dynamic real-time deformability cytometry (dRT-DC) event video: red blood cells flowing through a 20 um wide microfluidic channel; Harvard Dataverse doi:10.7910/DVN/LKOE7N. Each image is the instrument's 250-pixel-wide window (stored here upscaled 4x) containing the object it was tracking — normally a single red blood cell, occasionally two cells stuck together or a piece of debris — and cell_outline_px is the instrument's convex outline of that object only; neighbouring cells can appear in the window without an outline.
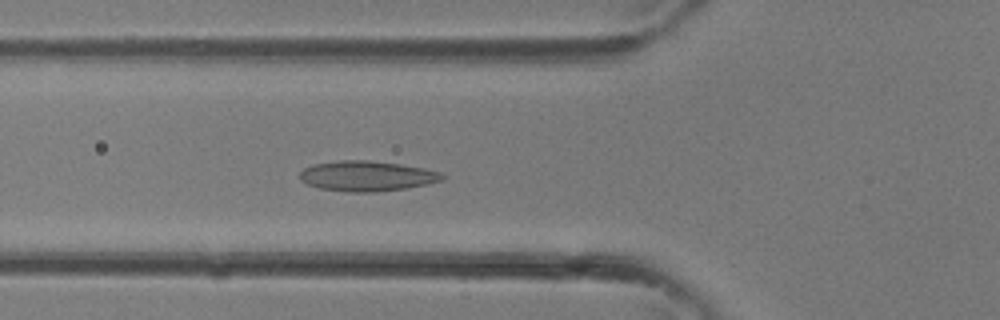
{"species": "common noctule bat (a hibernating species)", "species_latin": "Nyctalus noctula", "temperature_condition": "room temperature", "stored_images_in_passage": 37, "camera_frame_rate_fps": 3000, "um_per_image_px": 0.085, "animal": {"sex": "female"}, "frame": {"image": 1, "passage_image": 13, "time_ms": 4.0, "image_size_px": [1000, 320], "cell_outline_px": [[444, 180], [428, 184], [404, 188], [372, 192], [348, 192], [320, 188], [308, 184], [300, 180], [300, 172], [304, 168], [312, 164], [340, 160], [368, 160], [400, 164], [424, 168], [440, 172], [444, 176]], "centroid_in_image_um": [31.18, 14.95], "position_along_channel_um": 94.6, "area_um2": 25.03}}
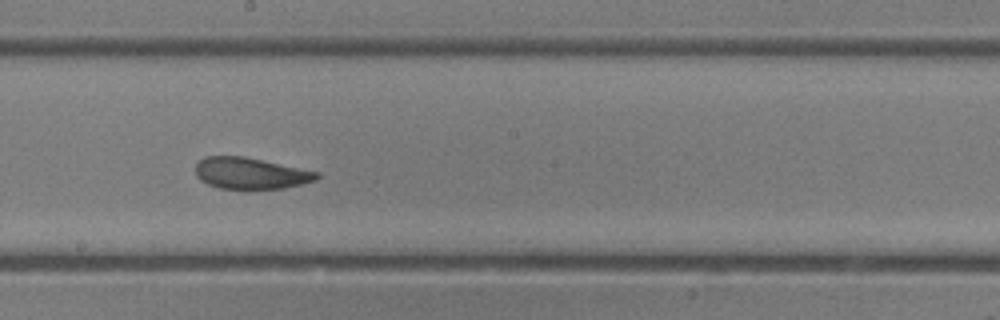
{"frame": {"image": 2, "passage_image": 20, "time_ms": 6.333, "image_size_px": [1000, 320], "cell_outline_px": [[320, 176], [316, 180], [284, 188], [220, 188], [208, 184], [200, 180], [196, 176], [196, 164], [204, 156], [244, 156], [320, 172]], "centroid_in_image_um": [21.3, 14.71], "position_along_channel_um": 226.9, "area_um2": 22.02}}
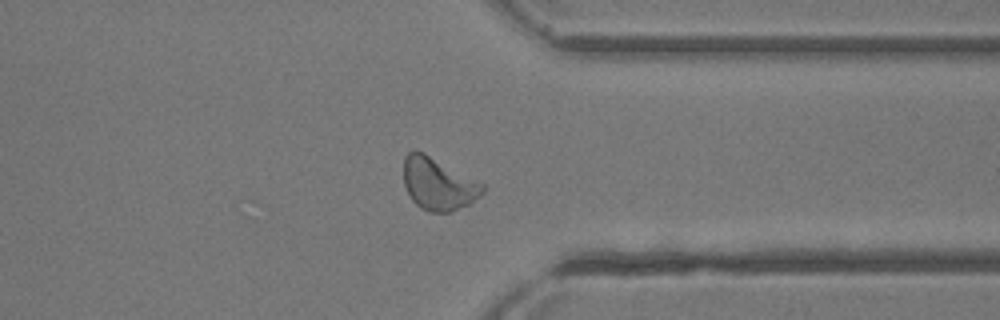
{"frame": {"image": 3, "passage_image": 28, "time_ms": 9.0, "image_size_px": [1000, 320], "cell_outline_px": [[484, 192], [480, 196], [468, 204], [448, 212], [428, 212], [420, 208], [412, 200], [404, 184], [404, 156], [408, 152], [416, 148], [424, 152], [484, 184]], "centroid_in_image_um": [37.22, 15.61], "position_along_channel_um": 374.2, "area_um2": 24.04}}